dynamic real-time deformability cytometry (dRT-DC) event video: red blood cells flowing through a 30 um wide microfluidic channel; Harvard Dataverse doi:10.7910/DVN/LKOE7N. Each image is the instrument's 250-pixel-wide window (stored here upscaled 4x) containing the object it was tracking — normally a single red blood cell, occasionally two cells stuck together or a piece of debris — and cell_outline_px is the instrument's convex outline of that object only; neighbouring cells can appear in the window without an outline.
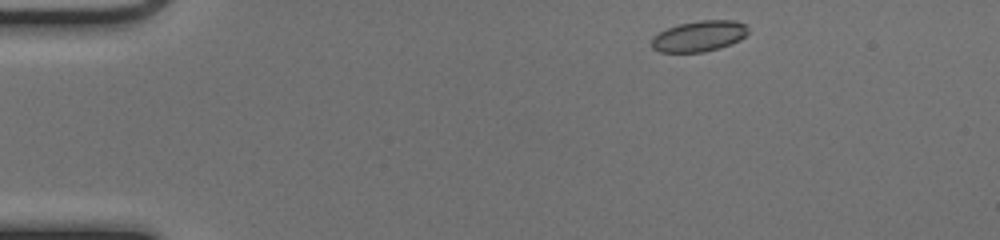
{"species": "common noctule bat (a hibernating species)", "species_latin": "Nyctalus noctula", "temperature_condition": "cold", "stored_images_in_passage": 45, "camera_frame_rate_fps": 3000, "um_per_image_px": 0.085, "animal": {"sex": "female", "body_mass_g": 17.0, "forearm_length_mm": 48.0}, "frame": {"image": 1, "passage_image": 1, "time_ms": 0.0, "image_size_px": [1000, 240], "cell_outline_px": [[748, 32], [740, 40], [720, 48], [704, 52], [660, 52], [652, 48], [652, 36], [668, 28], [680, 24], [700, 20], [732, 20], [744, 24], [748, 28]], "centroid_in_image_um": [59.42, 3.08], "position_along_channel_um": 25.6, "area_um2": 17.22}}
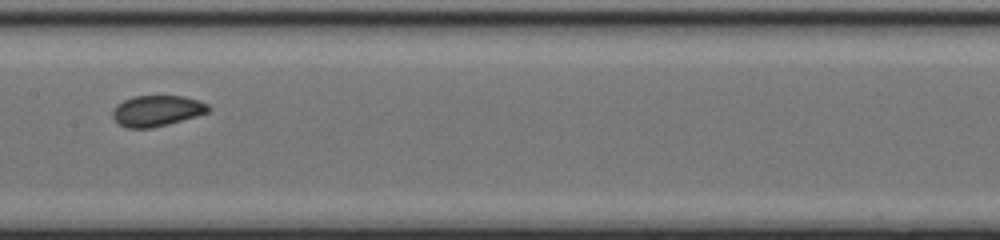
{"frame": {"image": 2, "passage_image": 20, "time_ms": 6.333, "image_size_px": [1000, 240], "cell_outline_px": [[212, 108], [208, 112], [196, 116], [168, 124], [152, 128], [124, 128], [116, 124], [112, 116], [112, 112], [116, 104], [124, 100], [136, 96], [184, 96], [208, 104]], "centroid_in_image_um": [13.29, 9.43], "position_along_channel_um": 194.1, "area_um2": 17.34}}
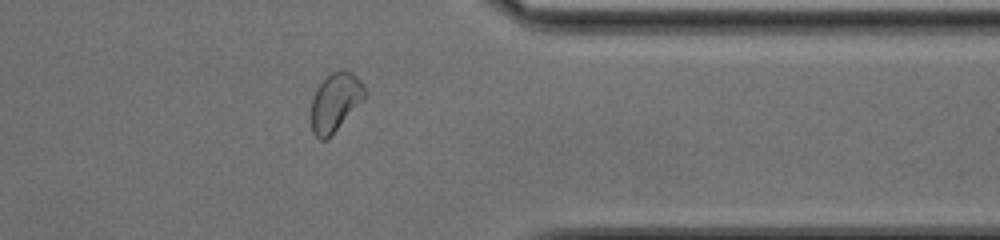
{"frame": {"image": 3, "passage_image": 35, "time_ms": 11.333, "image_size_px": [1000, 240], "cell_outline_px": [[368, 92], [336, 128], [324, 140], [320, 140], [312, 132], [312, 100], [316, 88], [332, 72], [340, 68], [352, 72], [360, 80]], "centroid_in_image_um": [28.49, 8.61], "position_along_channel_um": 382.9, "area_um2": 17.51}, "authors_computed_cell_mechanics": {"area_um2": 17.3978, "velocity_mm_per_s": 3.9616, "shape_relaxation_time_tau1_ms": null, "shape_relaxation_time_tau2_ms": 0.919, "deformation_change_tau1": null, "deformation_change_tau2": 0.0543}}